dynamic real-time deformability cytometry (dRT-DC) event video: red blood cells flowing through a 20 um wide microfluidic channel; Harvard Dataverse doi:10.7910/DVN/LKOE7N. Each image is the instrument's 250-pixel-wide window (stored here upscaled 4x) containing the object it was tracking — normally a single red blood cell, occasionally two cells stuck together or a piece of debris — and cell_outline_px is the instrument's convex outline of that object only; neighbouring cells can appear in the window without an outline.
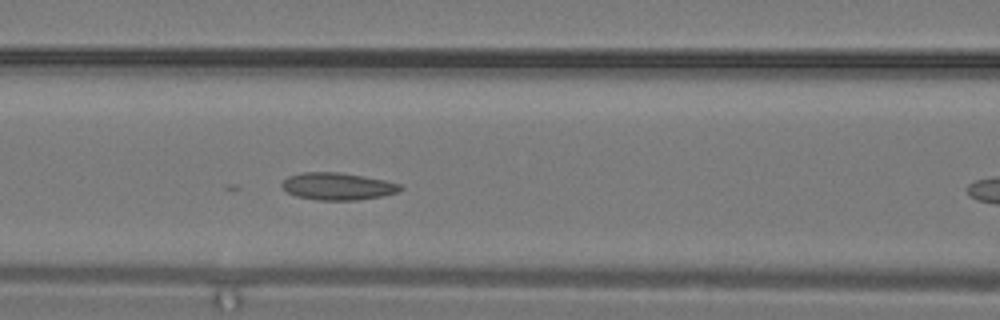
{"species": "common noctule bat (a hibernating species)", "species_latin": "Nyctalus noctula", "temperature_condition": "warm", "stored_images_in_passage": 7, "segment_of_instrument_passage": [1, 2], "camera_frame_rate_fps": 3000, "um_per_image_px": 0.085, "animal": {"sex": "male", "body_mass_g": 19.2, "forearm_length_mm": 51.8}, "frame": {"image": 1, "passage_image": 6, "time_ms": 1.667, "image_size_px": [1000, 320], "cell_outline_px": [[404, 188], [396, 192], [380, 196], [356, 200], [320, 200], [296, 196], [288, 192], [280, 184], [288, 176], [300, 172], [340, 172], [384, 180], [400, 184]], "centroid_in_image_um": [28.67, 15.83], "position_along_channel_um": 137.9, "area_um2": 18.61}}